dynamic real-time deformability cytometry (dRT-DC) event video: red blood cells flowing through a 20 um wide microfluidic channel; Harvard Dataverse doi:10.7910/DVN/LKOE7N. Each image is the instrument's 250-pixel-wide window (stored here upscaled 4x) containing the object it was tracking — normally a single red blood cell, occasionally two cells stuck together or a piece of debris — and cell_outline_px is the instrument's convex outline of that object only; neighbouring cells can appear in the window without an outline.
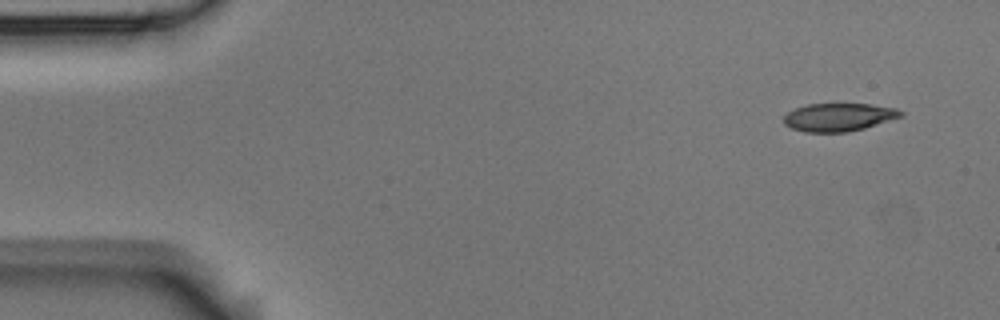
{"species": "Egyptian fruit bat (a non-hibernating species)", "species_latin": "Rousettus aegyptiacus", "temperature_condition": "room temperature", "stored_images_in_passage": 10, "camera_frame_rate_fps": 3000, "um_per_image_px": 0.085, "animal": {"sex": "male"}, "frame": {"image": 1, "passage_image": 1, "time_ms": 0.0, "image_size_px": [1000, 320], "cell_outline_px": [[904, 116], [864, 128], [848, 132], [804, 132], [792, 128], [784, 124], [784, 116], [788, 112], [796, 108], [808, 104], [872, 104], [896, 108], [904, 112]], "centroid_in_image_um": [71.32, 9.96], "position_along_channel_um": 13.7, "area_um2": 19.13}}
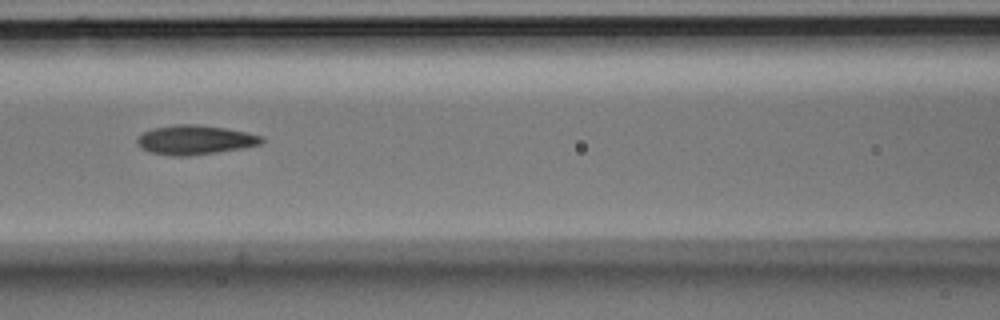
{"frame": {"image": 2, "passage_image": 6, "time_ms": 1.667, "image_size_px": [1000, 320], "cell_outline_px": [[264, 140], [260, 144], [244, 148], [188, 156], [172, 156], [152, 152], [140, 148], [136, 140], [144, 132], [152, 128], [172, 124], [196, 124], [224, 128], [248, 132], [264, 136]], "centroid_in_image_um": [16.59, 11.88], "position_along_channel_um": 150.0, "area_um2": 21.33}}
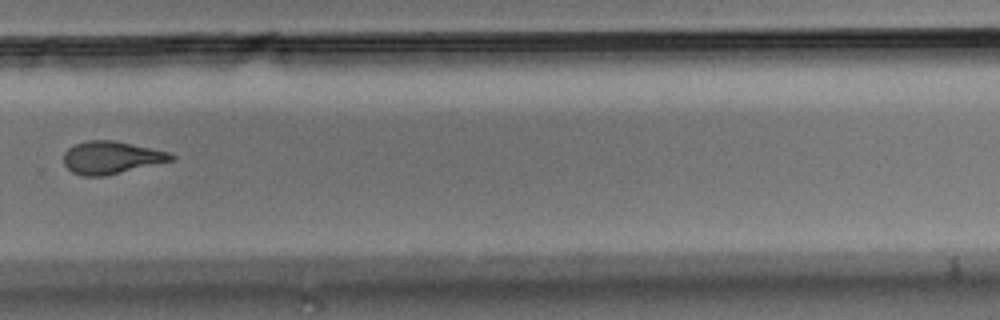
{"frame": {"image": 3, "passage_image": 10, "time_ms": 3.0, "image_size_px": [1000, 320], "cell_outline_px": [[176, 156], [172, 160], [104, 176], [80, 176], [72, 172], [64, 164], [64, 152], [68, 148], [76, 144], [88, 140], [112, 140], [168, 152]], "centroid_in_image_um": [9.4, 13.4], "position_along_channel_um": 320.4, "area_um2": 20.06}}